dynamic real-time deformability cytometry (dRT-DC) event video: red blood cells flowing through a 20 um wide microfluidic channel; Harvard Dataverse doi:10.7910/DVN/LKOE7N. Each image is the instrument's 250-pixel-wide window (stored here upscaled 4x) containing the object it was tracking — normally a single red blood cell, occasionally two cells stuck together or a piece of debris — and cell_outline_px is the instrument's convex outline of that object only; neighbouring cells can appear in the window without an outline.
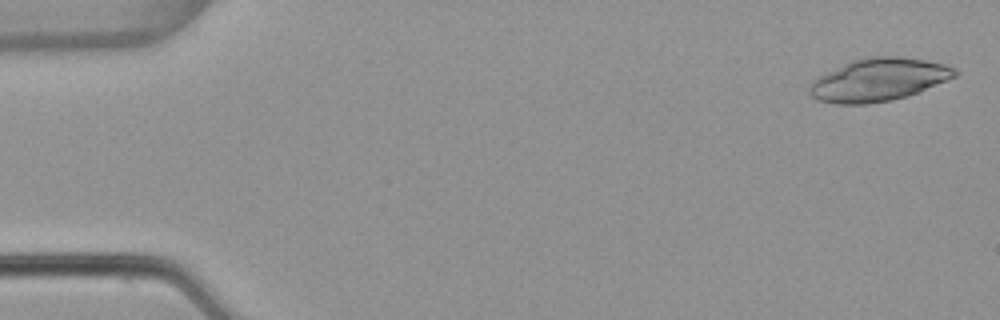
{"species": "common noctule bat (a hibernating species)", "species_latin": "Nyctalus noctula", "temperature_condition": "warm", "stored_images_in_passage": 52, "camera_frame_rate_fps": 3000, "um_per_image_px": 0.085, "animal": {"sex": "female", "body_mass_g": 22.7, "forearm_length_mm": 54.2}, "frame": {"image": 1, "passage_image": 2, "time_ms": 0.333, "image_size_px": [1000, 320], "cell_outline_px": [[960, 72], [956, 76], [948, 80], [908, 96], [892, 100], [868, 104], [836, 104], [816, 100], [808, 92], [808, 88], [812, 80], [852, 60], [868, 56], [900, 56], [924, 60], [944, 64], [956, 68]], "centroid_in_image_um": [74.69, 6.78], "position_along_channel_um": 10.3, "area_um2": 36.36}}